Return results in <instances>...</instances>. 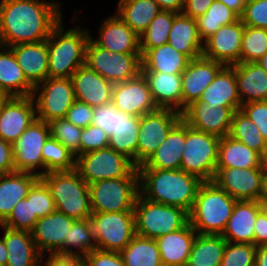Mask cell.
Segmentation results:
<instances>
[{"mask_svg": "<svg viewBox=\"0 0 267 266\" xmlns=\"http://www.w3.org/2000/svg\"><path fill=\"white\" fill-rule=\"evenodd\" d=\"M61 7L52 0H1L0 45L37 43L49 38L62 19Z\"/></svg>", "mask_w": 267, "mask_h": 266, "instance_id": "obj_1", "label": "cell"}, {"mask_svg": "<svg viewBox=\"0 0 267 266\" xmlns=\"http://www.w3.org/2000/svg\"><path fill=\"white\" fill-rule=\"evenodd\" d=\"M139 192L147 200L177 206L191 212L199 186L203 181L185 171L138 169Z\"/></svg>", "mask_w": 267, "mask_h": 266, "instance_id": "obj_2", "label": "cell"}, {"mask_svg": "<svg viewBox=\"0 0 267 266\" xmlns=\"http://www.w3.org/2000/svg\"><path fill=\"white\" fill-rule=\"evenodd\" d=\"M62 20L53 27L47 39L48 78H71L79 67L85 65L91 32L79 25L66 31Z\"/></svg>", "mask_w": 267, "mask_h": 266, "instance_id": "obj_3", "label": "cell"}, {"mask_svg": "<svg viewBox=\"0 0 267 266\" xmlns=\"http://www.w3.org/2000/svg\"><path fill=\"white\" fill-rule=\"evenodd\" d=\"M236 201L213 181H204L198 188L189 222L197 234L222 235Z\"/></svg>", "mask_w": 267, "mask_h": 266, "instance_id": "obj_4", "label": "cell"}, {"mask_svg": "<svg viewBox=\"0 0 267 266\" xmlns=\"http://www.w3.org/2000/svg\"><path fill=\"white\" fill-rule=\"evenodd\" d=\"M40 178L51 192L56 211L75 220L91 217L89 186L76 169L48 172Z\"/></svg>", "mask_w": 267, "mask_h": 266, "instance_id": "obj_5", "label": "cell"}, {"mask_svg": "<svg viewBox=\"0 0 267 266\" xmlns=\"http://www.w3.org/2000/svg\"><path fill=\"white\" fill-rule=\"evenodd\" d=\"M136 235L156 239L177 231L189 222V213L177 206H169L145 199L140 193L134 205Z\"/></svg>", "mask_w": 267, "mask_h": 266, "instance_id": "obj_6", "label": "cell"}, {"mask_svg": "<svg viewBox=\"0 0 267 266\" xmlns=\"http://www.w3.org/2000/svg\"><path fill=\"white\" fill-rule=\"evenodd\" d=\"M92 212L134 211L139 195V171L127 178L104 179L88 184Z\"/></svg>", "mask_w": 267, "mask_h": 266, "instance_id": "obj_7", "label": "cell"}, {"mask_svg": "<svg viewBox=\"0 0 267 266\" xmlns=\"http://www.w3.org/2000/svg\"><path fill=\"white\" fill-rule=\"evenodd\" d=\"M219 140L220 137L197 131L186 123L180 169L203 182L212 181L216 172Z\"/></svg>", "mask_w": 267, "mask_h": 266, "instance_id": "obj_8", "label": "cell"}, {"mask_svg": "<svg viewBox=\"0 0 267 266\" xmlns=\"http://www.w3.org/2000/svg\"><path fill=\"white\" fill-rule=\"evenodd\" d=\"M141 58V53L111 52L91 38L86 45L85 64L113 84L136 78L141 73Z\"/></svg>", "mask_w": 267, "mask_h": 266, "instance_id": "obj_9", "label": "cell"}, {"mask_svg": "<svg viewBox=\"0 0 267 266\" xmlns=\"http://www.w3.org/2000/svg\"><path fill=\"white\" fill-rule=\"evenodd\" d=\"M90 223L99 250L120 253L136 235L134 211L92 212Z\"/></svg>", "mask_w": 267, "mask_h": 266, "instance_id": "obj_10", "label": "cell"}, {"mask_svg": "<svg viewBox=\"0 0 267 266\" xmlns=\"http://www.w3.org/2000/svg\"><path fill=\"white\" fill-rule=\"evenodd\" d=\"M136 168L130 159L110 147L76 157V170L88 184L104 179L127 178Z\"/></svg>", "mask_w": 267, "mask_h": 266, "instance_id": "obj_11", "label": "cell"}, {"mask_svg": "<svg viewBox=\"0 0 267 266\" xmlns=\"http://www.w3.org/2000/svg\"><path fill=\"white\" fill-rule=\"evenodd\" d=\"M36 118L46 123L66 117L76 101L71 78H47L34 87Z\"/></svg>", "mask_w": 267, "mask_h": 266, "instance_id": "obj_12", "label": "cell"}, {"mask_svg": "<svg viewBox=\"0 0 267 266\" xmlns=\"http://www.w3.org/2000/svg\"><path fill=\"white\" fill-rule=\"evenodd\" d=\"M182 120V113L167 108L146 113L140 117L137 140V168L141 166L166 140L169 132Z\"/></svg>", "mask_w": 267, "mask_h": 266, "instance_id": "obj_13", "label": "cell"}, {"mask_svg": "<svg viewBox=\"0 0 267 266\" xmlns=\"http://www.w3.org/2000/svg\"><path fill=\"white\" fill-rule=\"evenodd\" d=\"M50 136L48 123L34 120L20 137L12 144L14 167L16 172H28L43 175L42 148ZM40 172L38 171V169Z\"/></svg>", "mask_w": 267, "mask_h": 266, "instance_id": "obj_14", "label": "cell"}, {"mask_svg": "<svg viewBox=\"0 0 267 266\" xmlns=\"http://www.w3.org/2000/svg\"><path fill=\"white\" fill-rule=\"evenodd\" d=\"M234 112L232 107L216 108L198 99L185 108L182 119L197 131L221 138L229 135Z\"/></svg>", "mask_w": 267, "mask_h": 266, "instance_id": "obj_15", "label": "cell"}, {"mask_svg": "<svg viewBox=\"0 0 267 266\" xmlns=\"http://www.w3.org/2000/svg\"><path fill=\"white\" fill-rule=\"evenodd\" d=\"M244 26L241 19L230 25L221 26L203 42L202 55L224 66L240 63Z\"/></svg>", "mask_w": 267, "mask_h": 266, "instance_id": "obj_16", "label": "cell"}, {"mask_svg": "<svg viewBox=\"0 0 267 266\" xmlns=\"http://www.w3.org/2000/svg\"><path fill=\"white\" fill-rule=\"evenodd\" d=\"M263 167L216 168L213 182L236 200L257 201L261 194Z\"/></svg>", "mask_w": 267, "mask_h": 266, "instance_id": "obj_17", "label": "cell"}, {"mask_svg": "<svg viewBox=\"0 0 267 266\" xmlns=\"http://www.w3.org/2000/svg\"><path fill=\"white\" fill-rule=\"evenodd\" d=\"M111 103L118 111L138 117L158 109L141 73L134 79L114 84Z\"/></svg>", "mask_w": 267, "mask_h": 266, "instance_id": "obj_18", "label": "cell"}, {"mask_svg": "<svg viewBox=\"0 0 267 266\" xmlns=\"http://www.w3.org/2000/svg\"><path fill=\"white\" fill-rule=\"evenodd\" d=\"M75 219L54 211L39 218L31 235L41 254L60 253L68 245V233Z\"/></svg>", "mask_w": 267, "mask_h": 266, "instance_id": "obj_19", "label": "cell"}, {"mask_svg": "<svg viewBox=\"0 0 267 266\" xmlns=\"http://www.w3.org/2000/svg\"><path fill=\"white\" fill-rule=\"evenodd\" d=\"M36 119L32 95L11 97L0 109V138L13 144Z\"/></svg>", "mask_w": 267, "mask_h": 266, "instance_id": "obj_20", "label": "cell"}, {"mask_svg": "<svg viewBox=\"0 0 267 266\" xmlns=\"http://www.w3.org/2000/svg\"><path fill=\"white\" fill-rule=\"evenodd\" d=\"M224 67L220 62L201 55L189 61L182 78V112L192 102L198 100L217 73Z\"/></svg>", "mask_w": 267, "mask_h": 266, "instance_id": "obj_21", "label": "cell"}, {"mask_svg": "<svg viewBox=\"0 0 267 266\" xmlns=\"http://www.w3.org/2000/svg\"><path fill=\"white\" fill-rule=\"evenodd\" d=\"M71 80L77 101L93 108L111 103L114 84L91 70L86 64L73 73Z\"/></svg>", "mask_w": 267, "mask_h": 266, "instance_id": "obj_22", "label": "cell"}, {"mask_svg": "<svg viewBox=\"0 0 267 266\" xmlns=\"http://www.w3.org/2000/svg\"><path fill=\"white\" fill-rule=\"evenodd\" d=\"M91 40L99 47L117 53H140L139 36L117 15L107 17L99 36Z\"/></svg>", "mask_w": 267, "mask_h": 266, "instance_id": "obj_23", "label": "cell"}, {"mask_svg": "<svg viewBox=\"0 0 267 266\" xmlns=\"http://www.w3.org/2000/svg\"><path fill=\"white\" fill-rule=\"evenodd\" d=\"M186 140V122L182 119L163 143L138 169L179 170Z\"/></svg>", "mask_w": 267, "mask_h": 266, "instance_id": "obj_24", "label": "cell"}, {"mask_svg": "<svg viewBox=\"0 0 267 266\" xmlns=\"http://www.w3.org/2000/svg\"><path fill=\"white\" fill-rule=\"evenodd\" d=\"M26 79L35 87L48 78L47 40L9 47Z\"/></svg>", "mask_w": 267, "mask_h": 266, "instance_id": "obj_25", "label": "cell"}, {"mask_svg": "<svg viewBox=\"0 0 267 266\" xmlns=\"http://www.w3.org/2000/svg\"><path fill=\"white\" fill-rule=\"evenodd\" d=\"M259 213L256 201L237 200L221 236L228 242L254 245V224Z\"/></svg>", "mask_w": 267, "mask_h": 266, "instance_id": "obj_26", "label": "cell"}, {"mask_svg": "<svg viewBox=\"0 0 267 266\" xmlns=\"http://www.w3.org/2000/svg\"><path fill=\"white\" fill-rule=\"evenodd\" d=\"M146 79L152 98L158 108L173 109L182 113L181 74L141 72Z\"/></svg>", "mask_w": 267, "mask_h": 266, "instance_id": "obj_27", "label": "cell"}, {"mask_svg": "<svg viewBox=\"0 0 267 266\" xmlns=\"http://www.w3.org/2000/svg\"><path fill=\"white\" fill-rule=\"evenodd\" d=\"M199 100L206 101L212 107H232L235 111L241 108L235 78V65L224 66L203 91Z\"/></svg>", "mask_w": 267, "mask_h": 266, "instance_id": "obj_28", "label": "cell"}, {"mask_svg": "<svg viewBox=\"0 0 267 266\" xmlns=\"http://www.w3.org/2000/svg\"><path fill=\"white\" fill-rule=\"evenodd\" d=\"M196 235L188 222L183 228L156 238L163 266H182L188 262Z\"/></svg>", "mask_w": 267, "mask_h": 266, "instance_id": "obj_29", "label": "cell"}, {"mask_svg": "<svg viewBox=\"0 0 267 266\" xmlns=\"http://www.w3.org/2000/svg\"><path fill=\"white\" fill-rule=\"evenodd\" d=\"M40 176L28 172L0 174V224L10 215L15 205L25 199Z\"/></svg>", "mask_w": 267, "mask_h": 266, "instance_id": "obj_30", "label": "cell"}, {"mask_svg": "<svg viewBox=\"0 0 267 266\" xmlns=\"http://www.w3.org/2000/svg\"><path fill=\"white\" fill-rule=\"evenodd\" d=\"M241 104L267 100V74L257 62L235 64Z\"/></svg>", "mask_w": 267, "mask_h": 266, "instance_id": "obj_31", "label": "cell"}, {"mask_svg": "<svg viewBox=\"0 0 267 266\" xmlns=\"http://www.w3.org/2000/svg\"><path fill=\"white\" fill-rule=\"evenodd\" d=\"M7 248L8 266H40L41 253L33 241L31 232L13 230L0 225Z\"/></svg>", "mask_w": 267, "mask_h": 266, "instance_id": "obj_32", "label": "cell"}, {"mask_svg": "<svg viewBox=\"0 0 267 266\" xmlns=\"http://www.w3.org/2000/svg\"><path fill=\"white\" fill-rule=\"evenodd\" d=\"M168 43L190 60L202 55L203 41L199 36L196 19L177 13L169 32Z\"/></svg>", "mask_w": 267, "mask_h": 266, "instance_id": "obj_33", "label": "cell"}, {"mask_svg": "<svg viewBox=\"0 0 267 266\" xmlns=\"http://www.w3.org/2000/svg\"><path fill=\"white\" fill-rule=\"evenodd\" d=\"M265 162L258 152L229 135L220 138L216 168L248 169L263 167Z\"/></svg>", "mask_w": 267, "mask_h": 266, "instance_id": "obj_34", "label": "cell"}, {"mask_svg": "<svg viewBox=\"0 0 267 266\" xmlns=\"http://www.w3.org/2000/svg\"><path fill=\"white\" fill-rule=\"evenodd\" d=\"M0 86L11 97L31 96L34 86L26 79L13 51L0 45Z\"/></svg>", "mask_w": 267, "mask_h": 266, "instance_id": "obj_35", "label": "cell"}, {"mask_svg": "<svg viewBox=\"0 0 267 266\" xmlns=\"http://www.w3.org/2000/svg\"><path fill=\"white\" fill-rule=\"evenodd\" d=\"M140 117L117 110L116 131L109 136L108 147L126 156L137 167V140Z\"/></svg>", "mask_w": 267, "mask_h": 266, "instance_id": "obj_36", "label": "cell"}, {"mask_svg": "<svg viewBox=\"0 0 267 266\" xmlns=\"http://www.w3.org/2000/svg\"><path fill=\"white\" fill-rule=\"evenodd\" d=\"M190 59L176 51L169 43L149 49L141 58V72L181 74Z\"/></svg>", "mask_w": 267, "mask_h": 266, "instance_id": "obj_37", "label": "cell"}, {"mask_svg": "<svg viewBox=\"0 0 267 266\" xmlns=\"http://www.w3.org/2000/svg\"><path fill=\"white\" fill-rule=\"evenodd\" d=\"M116 14L140 37L162 10L155 0H119Z\"/></svg>", "mask_w": 267, "mask_h": 266, "instance_id": "obj_38", "label": "cell"}, {"mask_svg": "<svg viewBox=\"0 0 267 266\" xmlns=\"http://www.w3.org/2000/svg\"><path fill=\"white\" fill-rule=\"evenodd\" d=\"M226 243L221 235L197 234L188 262L196 266H220Z\"/></svg>", "mask_w": 267, "mask_h": 266, "instance_id": "obj_39", "label": "cell"}, {"mask_svg": "<svg viewBox=\"0 0 267 266\" xmlns=\"http://www.w3.org/2000/svg\"><path fill=\"white\" fill-rule=\"evenodd\" d=\"M120 255L125 266H163L155 239L135 235Z\"/></svg>", "mask_w": 267, "mask_h": 266, "instance_id": "obj_40", "label": "cell"}, {"mask_svg": "<svg viewBox=\"0 0 267 266\" xmlns=\"http://www.w3.org/2000/svg\"><path fill=\"white\" fill-rule=\"evenodd\" d=\"M229 136L258 152L267 161V142L258 127L240 109L232 117Z\"/></svg>", "mask_w": 267, "mask_h": 266, "instance_id": "obj_41", "label": "cell"}, {"mask_svg": "<svg viewBox=\"0 0 267 266\" xmlns=\"http://www.w3.org/2000/svg\"><path fill=\"white\" fill-rule=\"evenodd\" d=\"M240 19V16L224 3L214 0L204 15L196 19L198 33L204 42L221 26L230 25Z\"/></svg>", "mask_w": 267, "mask_h": 266, "instance_id": "obj_42", "label": "cell"}, {"mask_svg": "<svg viewBox=\"0 0 267 266\" xmlns=\"http://www.w3.org/2000/svg\"><path fill=\"white\" fill-rule=\"evenodd\" d=\"M72 248H75V250ZM95 249H97V245L90 218L75 220L69 229L68 245L60 253L83 259L88 253Z\"/></svg>", "mask_w": 267, "mask_h": 266, "instance_id": "obj_43", "label": "cell"}, {"mask_svg": "<svg viewBox=\"0 0 267 266\" xmlns=\"http://www.w3.org/2000/svg\"><path fill=\"white\" fill-rule=\"evenodd\" d=\"M43 175L54 171L76 169V157L63 144L49 136L42 148Z\"/></svg>", "mask_w": 267, "mask_h": 266, "instance_id": "obj_44", "label": "cell"}, {"mask_svg": "<svg viewBox=\"0 0 267 266\" xmlns=\"http://www.w3.org/2000/svg\"><path fill=\"white\" fill-rule=\"evenodd\" d=\"M176 14L171 11H161L157 14L145 32L139 37L141 56L149 49H154L168 43L169 32Z\"/></svg>", "mask_w": 267, "mask_h": 266, "instance_id": "obj_45", "label": "cell"}, {"mask_svg": "<svg viewBox=\"0 0 267 266\" xmlns=\"http://www.w3.org/2000/svg\"><path fill=\"white\" fill-rule=\"evenodd\" d=\"M267 52V29L244 26L240 62L258 61Z\"/></svg>", "mask_w": 267, "mask_h": 266, "instance_id": "obj_46", "label": "cell"}, {"mask_svg": "<svg viewBox=\"0 0 267 266\" xmlns=\"http://www.w3.org/2000/svg\"><path fill=\"white\" fill-rule=\"evenodd\" d=\"M37 220V215L33 214L31 187L27 197L15 205L10 215L0 225L13 230L31 232Z\"/></svg>", "mask_w": 267, "mask_h": 266, "instance_id": "obj_47", "label": "cell"}, {"mask_svg": "<svg viewBox=\"0 0 267 266\" xmlns=\"http://www.w3.org/2000/svg\"><path fill=\"white\" fill-rule=\"evenodd\" d=\"M50 136L63 144L75 157L80 155V137L82 128L70 123L66 118L48 122Z\"/></svg>", "mask_w": 267, "mask_h": 266, "instance_id": "obj_48", "label": "cell"}, {"mask_svg": "<svg viewBox=\"0 0 267 266\" xmlns=\"http://www.w3.org/2000/svg\"><path fill=\"white\" fill-rule=\"evenodd\" d=\"M256 246L245 243H226L220 266H254Z\"/></svg>", "mask_w": 267, "mask_h": 266, "instance_id": "obj_49", "label": "cell"}, {"mask_svg": "<svg viewBox=\"0 0 267 266\" xmlns=\"http://www.w3.org/2000/svg\"><path fill=\"white\" fill-rule=\"evenodd\" d=\"M32 207L38 219L56 211L51 192L41 178L32 185Z\"/></svg>", "mask_w": 267, "mask_h": 266, "instance_id": "obj_50", "label": "cell"}, {"mask_svg": "<svg viewBox=\"0 0 267 266\" xmlns=\"http://www.w3.org/2000/svg\"><path fill=\"white\" fill-rule=\"evenodd\" d=\"M240 19L245 26L267 29V0H247Z\"/></svg>", "mask_w": 267, "mask_h": 266, "instance_id": "obj_51", "label": "cell"}, {"mask_svg": "<svg viewBox=\"0 0 267 266\" xmlns=\"http://www.w3.org/2000/svg\"><path fill=\"white\" fill-rule=\"evenodd\" d=\"M109 136L106 132L95 125L82 128L80 137V155L91 151L108 147Z\"/></svg>", "mask_w": 267, "mask_h": 266, "instance_id": "obj_52", "label": "cell"}, {"mask_svg": "<svg viewBox=\"0 0 267 266\" xmlns=\"http://www.w3.org/2000/svg\"><path fill=\"white\" fill-rule=\"evenodd\" d=\"M92 125L102 128L108 136L116 131L117 109L112 103L93 108Z\"/></svg>", "mask_w": 267, "mask_h": 266, "instance_id": "obj_53", "label": "cell"}, {"mask_svg": "<svg viewBox=\"0 0 267 266\" xmlns=\"http://www.w3.org/2000/svg\"><path fill=\"white\" fill-rule=\"evenodd\" d=\"M240 110L255 123L267 142V100L244 103Z\"/></svg>", "mask_w": 267, "mask_h": 266, "instance_id": "obj_54", "label": "cell"}, {"mask_svg": "<svg viewBox=\"0 0 267 266\" xmlns=\"http://www.w3.org/2000/svg\"><path fill=\"white\" fill-rule=\"evenodd\" d=\"M84 266H125L119 252L95 249L83 258Z\"/></svg>", "mask_w": 267, "mask_h": 266, "instance_id": "obj_55", "label": "cell"}, {"mask_svg": "<svg viewBox=\"0 0 267 266\" xmlns=\"http://www.w3.org/2000/svg\"><path fill=\"white\" fill-rule=\"evenodd\" d=\"M93 107L86 103L75 101L66 114V119L73 125L85 128L92 124Z\"/></svg>", "mask_w": 267, "mask_h": 266, "instance_id": "obj_56", "label": "cell"}, {"mask_svg": "<svg viewBox=\"0 0 267 266\" xmlns=\"http://www.w3.org/2000/svg\"><path fill=\"white\" fill-rule=\"evenodd\" d=\"M46 256V253L41 254L40 266L43 265V260H46L45 266H84L83 259L73 255L49 253V256L45 259Z\"/></svg>", "mask_w": 267, "mask_h": 266, "instance_id": "obj_57", "label": "cell"}, {"mask_svg": "<svg viewBox=\"0 0 267 266\" xmlns=\"http://www.w3.org/2000/svg\"><path fill=\"white\" fill-rule=\"evenodd\" d=\"M15 172L13 145L0 138V174Z\"/></svg>", "mask_w": 267, "mask_h": 266, "instance_id": "obj_58", "label": "cell"}, {"mask_svg": "<svg viewBox=\"0 0 267 266\" xmlns=\"http://www.w3.org/2000/svg\"><path fill=\"white\" fill-rule=\"evenodd\" d=\"M214 0H185L182 13L197 19L204 15Z\"/></svg>", "mask_w": 267, "mask_h": 266, "instance_id": "obj_59", "label": "cell"}, {"mask_svg": "<svg viewBox=\"0 0 267 266\" xmlns=\"http://www.w3.org/2000/svg\"><path fill=\"white\" fill-rule=\"evenodd\" d=\"M254 245L267 246V217L259 213L254 224Z\"/></svg>", "mask_w": 267, "mask_h": 266, "instance_id": "obj_60", "label": "cell"}, {"mask_svg": "<svg viewBox=\"0 0 267 266\" xmlns=\"http://www.w3.org/2000/svg\"><path fill=\"white\" fill-rule=\"evenodd\" d=\"M162 11L182 13L185 0H155Z\"/></svg>", "mask_w": 267, "mask_h": 266, "instance_id": "obj_61", "label": "cell"}, {"mask_svg": "<svg viewBox=\"0 0 267 266\" xmlns=\"http://www.w3.org/2000/svg\"><path fill=\"white\" fill-rule=\"evenodd\" d=\"M224 3L228 8L232 9L239 16L243 14L247 0H217Z\"/></svg>", "mask_w": 267, "mask_h": 266, "instance_id": "obj_62", "label": "cell"}, {"mask_svg": "<svg viewBox=\"0 0 267 266\" xmlns=\"http://www.w3.org/2000/svg\"><path fill=\"white\" fill-rule=\"evenodd\" d=\"M254 266H267V246L256 248Z\"/></svg>", "mask_w": 267, "mask_h": 266, "instance_id": "obj_63", "label": "cell"}, {"mask_svg": "<svg viewBox=\"0 0 267 266\" xmlns=\"http://www.w3.org/2000/svg\"><path fill=\"white\" fill-rule=\"evenodd\" d=\"M260 197L267 198V161L263 165V172L261 178V194Z\"/></svg>", "mask_w": 267, "mask_h": 266, "instance_id": "obj_64", "label": "cell"}, {"mask_svg": "<svg viewBox=\"0 0 267 266\" xmlns=\"http://www.w3.org/2000/svg\"><path fill=\"white\" fill-rule=\"evenodd\" d=\"M7 258H8L7 248H6L3 236H1L0 238V265L7 264Z\"/></svg>", "mask_w": 267, "mask_h": 266, "instance_id": "obj_65", "label": "cell"}, {"mask_svg": "<svg viewBox=\"0 0 267 266\" xmlns=\"http://www.w3.org/2000/svg\"><path fill=\"white\" fill-rule=\"evenodd\" d=\"M259 207V212L267 217V198L259 197L256 201Z\"/></svg>", "mask_w": 267, "mask_h": 266, "instance_id": "obj_66", "label": "cell"}, {"mask_svg": "<svg viewBox=\"0 0 267 266\" xmlns=\"http://www.w3.org/2000/svg\"><path fill=\"white\" fill-rule=\"evenodd\" d=\"M11 96L0 86V109L7 103Z\"/></svg>", "mask_w": 267, "mask_h": 266, "instance_id": "obj_67", "label": "cell"}, {"mask_svg": "<svg viewBox=\"0 0 267 266\" xmlns=\"http://www.w3.org/2000/svg\"><path fill=\"white\" fill-rule=\"evenodd\" d=\"M256 62L264 69L267 74V52Z\"/></svg>", "mask_w": 267, "mask_h": 266, "instance_id": "obj_68", "label": "cell"}, {"mask_svg": "<svg viewBox=\"0 0 267 266\" xmlns=\"http://www.w3.org/2000/svg\"><path fill=\"white\" fill-rule=\"evenodd\" d=\"M182 266H196V265H192L191 263L186 262V263H184Z\"/></svg>", "mask_w": 267, "mask_h": 266, "instance_id": "obj_69", "label": "cell"}]
</instances>
